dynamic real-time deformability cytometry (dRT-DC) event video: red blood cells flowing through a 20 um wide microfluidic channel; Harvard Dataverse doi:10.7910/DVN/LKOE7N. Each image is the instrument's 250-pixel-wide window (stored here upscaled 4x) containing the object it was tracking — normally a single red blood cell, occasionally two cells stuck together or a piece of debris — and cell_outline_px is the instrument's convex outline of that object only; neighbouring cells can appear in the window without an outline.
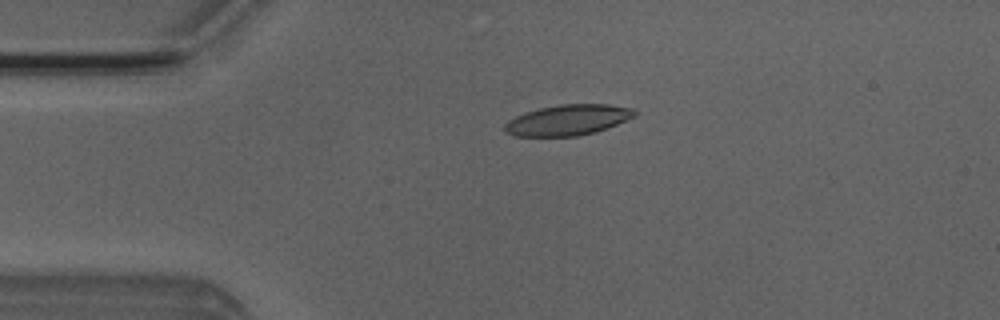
{"species": "Egyptian fruit bat (a non-hibernating species)", "species_latin": "Rousettus aegyptiacus", "temperature_condition": "room temperature", "stored_images_in_passage": 6, "camera_frame_rate_fps": 3000, "um_per_image_px": 0.085, "animal": {"sex": "male"}, "frame": {"image": 1, "passage_image": 4, "time_ms": 3.333, "image_size_px": [1000, 320], "cell_outline_px": [[636, 116], [596, 132], [576, 136], [516, 136], [504, 132], [504, 124], [508, 120], [524, 112], [540, 108], [560, 104], [608, 104], [636, 108]], "centroid_in_image_um": [48.27, 10.19], "position_along_channel_um": 36.7, "area_um2": 23.29}}